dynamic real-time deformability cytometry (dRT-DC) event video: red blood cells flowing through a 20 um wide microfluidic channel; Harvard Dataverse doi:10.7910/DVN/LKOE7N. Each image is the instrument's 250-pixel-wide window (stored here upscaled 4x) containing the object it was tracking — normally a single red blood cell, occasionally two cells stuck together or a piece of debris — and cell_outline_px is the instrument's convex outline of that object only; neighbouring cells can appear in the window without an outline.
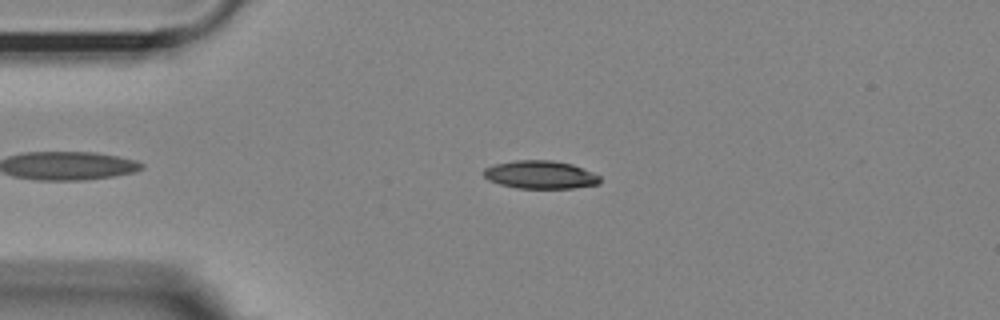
{"species": "Egyptian fruit bat (a non-hibernating species)", "species_latin": "Rousettus aegyptiacus", "temperature_condition": "room temperature", "stored_images_in_passage": 45, "camera_frame_rate_fps": 3000, "um_per_image_px": 0.085, "animal": {"sex": "female"}, "frame": {"image": 1, "passage_image": 7, "time_ms": 2.0, "image_size_px": [1000, 320], "cell_outline_px": [[600, 184], [572, 188], [516, 188], [500, 184], [488, 180], [480, 172], [484, 168], [492, 164], [516, 160], [552, 160], [572, 164], [592, 172], [600, 176]], "centroid_in_image_um": [45.88, 14.84], "position_along_channel_um": 39.1, "area_um2": 19.19}}
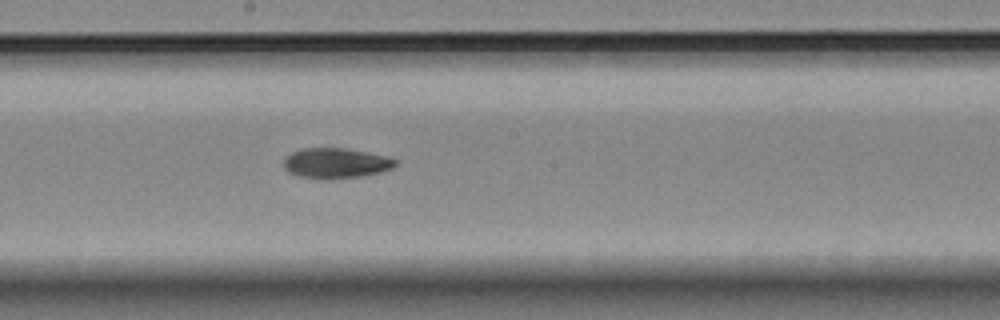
{"frame": {"image": 2, "passage_image": 24, "time_ms": 7.667, "image_size_px": [1000, 320], "cell_outline_px": [[396, 164], [392, 168], [380, 172], [360, 176], [300, 176], [288, 172], [284, 168], [284, 160], [292, 152], [304, 148], [344, 148], [388, 156], [396, 160]], "centroid_in_image_um": [28.57, 13.82], "position_along_channel_um": 219.6, "area_um2": 18.73}}
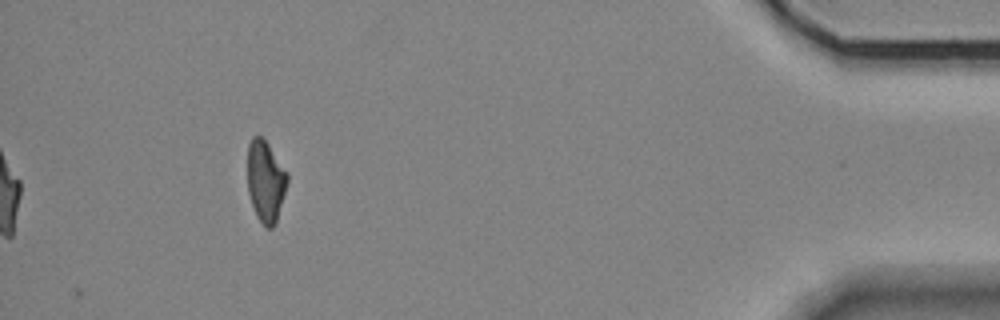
{"frame": {"image": 3, "passage_image": 45, "time_ms": 14.667, "image_size_px": [1000, 320], "cell_outline_px": [[288, 180], [276, 224], [272, 228], [264, 228], [256, 216], [248, 192], [248, 144], [252, 136], [260, 136], [268, 144], [288, 172]], "centroid_in_image_um": [22.58, 15.43], "position_along_channel_um": 412.6, "area_um2": 19.02}}